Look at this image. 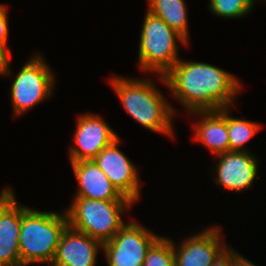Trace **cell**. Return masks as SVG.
<instances>
[{
	"label": "cell",
	"instance_id": "9",
	"mask_svg": "<svg viewBox=\"0 0 266 266\" xmlns=\"http://www.w3.org/2000/svg\"><path fill=\"white\" fill-rule=\"evenodd\" d=\"M117 134L100 117L95 114H83L77 119L74 141L70 147V161L93 160L105 147L113 143Z\"/></svg>",
	"mask_w": 266,
	"mask_h": 266
},
{
	"label": "cell",
	"instance_id": "6",
	"mask_svg": "<svg viewBox=\"0 0 266 266\" xmlns=\"http://www.w3.org/2000/svg\"><path fill=\"white\" fill-rule=\"evenodd\" d=\"M41 55L32 56L14 78L10 92L14 116L24 114L53 93L56 74Z\"/></svg>",
	"mask_w": 266,
	"mask_h": 266
},
{
	"label": "cell",
	"instance_id": "5",
	"mask_svg": "<svg viewBox=\"0 0 266 266\" xmlns=\"http://www.w3.org/2000/svg\"><path fill=\"white\" fill-rule=\"evenodd\" d=\"M178 40L188 44L163 19L147 10L139 40L140 69L164 76L179 60Z\"/></svg>",
	"mask_w": 266,
	"mask_h": 266
},
{
	"label": "cell",
	"instance_id": "23",
	"mask_svg": "<svg viewBox=\"0 0 266 266\" xmlns=\"http://www.w3.org/2000/svg\"><path fill=\"white\" fill-rule=\"evenodd\" d=\"M232 266H256V264L232 250Z\"/></svg>",
	"mask_w": 266,
	"mask_h": 266
},
{
	"label": "cell",
	"instance_id": "21",
	"mask_svg": "<svg viewBox=\"0 0 266 266\" xmlns=\"http://www.w3.org/2000/svg\"><path fill=\"white\" fill-rule=\"evenodd\" d=\"M10 50L3 43H0V75L10 73L9 59H11Z\"/></svg>",
	"mask_w": 266,
	"mask_h": 266
},
{
	"label": "cell",
	"instance_id": "12",
	"mask_svg": "<svg viewBox=\"0 0 266 266\" xmlns=\"http://www.w3.org/2000/svg\"><path fill=\"white\" fill-rule=\"evenodd\" d=\"M221 241L219 227L212 226L182 240L179 248L173 242L175 266H211L226 248L225 242Z\"/></svg>",
	"mask_w": 266,
	"mask_h": 266
},
{
	"label": "cell",
	"instance_id": "14",
	"mask_svg": "<svg viewBox=\"0 0 266 266\" xmlns=\"http://www.w3.org/2000/svg\"><path fill=\"white\" fill-rule=\"evenodd\" d=\"M79 188L75 197L92 200H130L111 183L93 160L71 162Z\"/></svg>",
	"mask_w": 266,
	"mask_h": 266
},
{
	"label": "cell",
	"instance_id": "19",
	"mask_svg": "<svg viewBox=\"0 0 266 266\" xmlns=\"http://www.w3.org/2000/svg\"><path fill=\"white\" fill-rule=\"evenodd\" d=\"M142 266H175L173 241L161 236L149 248Z\"/></svg>",
	"mask_w": 266,
	"mask_h": 266
},
{
	"label": "cell",
	"instance_id": "11",
	"mask_svg": "<svg viewBox=\"0 0 266 266\" xmlns=\"http://www.w3.org/2000/svg\"><path fill=\"white\" fill-rule=\"evenodd\" d=\"M216 178L214 179L223 189L243 191L252 187L257 177L258 160L249 151H230L216 155ZM257 160V161H256Z\"/></svg>",
	"mask_w": 266,
	"mask_h": 266
},
{
	"label": "cell",
	"instance_id": "1",
	"mask_svg": "<svg viewBox=\"0 0 266 266\" xmlns=\"http://www.w3.org/2000/svg\"><path fill=\"white\" fill-rule=\"evenodd\" d=\"M159 77L188 113L230 108L242 88L233 74L204 62L179 59Z\"/></svg>",
	"mask_w": 266,
	"mask_h": 266
},
{
	"label": "cell",
	"instance_id": "2",
	"mask_svg": "<svg viewBox=\"0 0 266 266\" xmlns=\"http://www.w3.org/2000/svg\"><path fill=\"white\" fill-rule=\"evenodd\" d=\"M110 83L122 107L132 118L146 129L174 138L171 121L175 109L164 99L151 79L116 76L110 79Z\"/></svg>",
	"mask_w": 266,
	"mask_h": 266
},
{
	"label": "cell",
	"instance_id": "4",
	"mask_svg": "<svg viewBox=\"0 0 266 266\" xmlns=\"http://www.w3.org/2000/svg\"><path fill=\"white\" fill-rule=\"evenodd\" d=\"M132 205L131 200H92L74 197L65 213L69 227L104 244L126 224L121 216L124 214L123 211Z\"/></svg>",
	"mask_w": 266,
	"mask_h": 266
},
{
	"label": "cell",
	"instance_id": "17",
	"mask_svg": "<svg viewBox=\"0 0 266 266\" xmlns=\"http://www.w3.org/2000/svg\"><path fill=\"white\" fill-rule=\"evenodd\" d=\"M227 108V128L230 141V151H248L244 145L259 131L261 125L249 120L232 118Z\"/></svg>",
	"mask_w": 266,
	"mask_h": 266
},
{
	"label": "cell",
	"instance_id": "3",
	"mask_svg": "<svg viewBox=\"0 0 266 266\" xmlns=\"http://www.w3.org/2000/svg\"><path fill=\"white\" fill-rule=\"evenodd\" d=\"M68 226L67 215L41 212L21 205L19 249L21 266L54 260L62 232Z\"/></svg>",
	"mask_w": 266,
	"mask_h": 266
},
{
	"label": "cell",
	"instance_id": "16",
	"mask_svg": "<svg viewBox=\"0 0 266 266\" xmlns=\"http://www.w3.org/2000/svg\"><path fill=\"white\" fill-rule=\"evenodd\" d=\"M148 11L163 19L173 30L189 41L187 8L184 0H148Z\"/></svg>",
	"mask_w": 266,
	"mask_h": 266
},
{
	"label": "cell",
	"instance_id": "18",
	"mask_svg": "<svg viewBox=\"0 0 266 266\" xmlns=\"http://www.w3.org/2000/svg\"><path fill=\"white\" fill-rule=\"evenodd\" d=\"M255 0H209L212 14L222 18H240L250 13Z\"/></svg>",
	"mask_w": 266,
	"mask_h": 266
},
{
	"label": "cell",
	"instance_id": "7",
	"mask_svg": "<svg viewBox=\"0 0 266 266\" xmlns=\"http://www.w3.org/2000/svg\"><path fill=\"white\" fill-rule=\"evenodd\" d=\"M160 237L134 221L126 223L103 244L108 266H142L149 248Z\"/></svg>",
	"mask_w": 266,
	"mask_h": 266
},
{
	"label": "cell",
	"instance_id": "22",
	"mask_svg": "<svg viewBox=\"0 0 266 266\" xmlns=\"http://www.w3.org/2000/svg\"><path fill=\"white\" fill-rule=\"evenodd\" d=\"M211 266H232V249L226 246Z\"/></svg>",
	"mask_w": 266,
	"mask_h": 266
},
{
	"label": "cell",
	"instance_id": "15",
	"mask_svg": "<svg viewBox=\"0 0 266 266\" xmlns=\"http://www.w3.org/2000/svg\"><path fill=\"white\" fill-rule=\"evenodd\" d=\"M190 114L201 115L195 125V139L215 155L230 152L227 128V108L219 110L194 111Z\"/></svg>",
	"mask_w": 266,
	"mask_h": 266
},
{
	"label": "cell",
	"instance_id": "8",
	"mask_svg": "<svg viewBox=\"0 0 266 266\" xmlns=\"http://www.w3.org/2000/svg\"><path fill=\"white\" fill-rule=\"evenodd\" d=\"M119 138L101 150L93 161L116 189L135 203L140 198V179L135 165L118 148Z\"/></svg>",
	"mask_w": 266,
	"mask_h": 266
},
{
	"label": "cell",
	"instance_id": "10",
	"mask_svg": "<svg viewBox=\"0 0 266 266\" xmlns=\"http://www.w3.org/2000/svg\"><path fill=\"white\" fill-rule=\"evenodd\" d=\"M11 189L7 187L0 194V266H21V204Z\"/></svg>",
	"mask_w": 266,
	"mask_h": 266
},
{
	"label": "cell",
	"instance_id": "13",
	"mask_svg": "<svg viewBox=\"0 0 266 266\" xmlns=\"http://www.w3.org/2000/svg\"><path fill=\"white\" fill-rule=\"evenodd\" d=\"M103 243L67 226L57 246L51 266H96Z\"/></svg>",
	"mask_w": 266,
	"mask_h": 266
},
{
	"label": "cell",
	"instance_id": "20",
	"mask_svg": "<svg viewBox=\"0 0 266 266\" xmlns=\"http://www.w3.org/2000/svg\"><path fill=\"white\" fill-rule=\"evenodd\" d=\"M7 6L0 4V43H3L7 47L8 43V18H7Z\"/></svg>",
	"mask_w": 266,
	"mask_h": 266
}]
</instances>
